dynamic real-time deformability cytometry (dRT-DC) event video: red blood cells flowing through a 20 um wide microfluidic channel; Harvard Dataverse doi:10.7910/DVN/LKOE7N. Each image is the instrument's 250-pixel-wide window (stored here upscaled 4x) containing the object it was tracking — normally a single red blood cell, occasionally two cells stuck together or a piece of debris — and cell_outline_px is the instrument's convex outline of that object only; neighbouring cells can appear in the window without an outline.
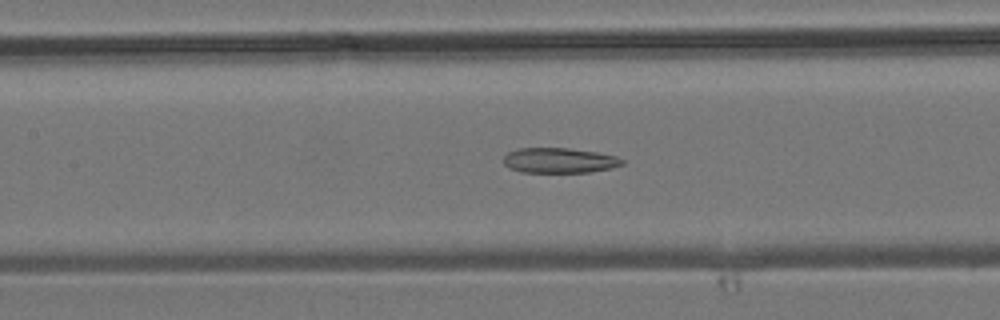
{"species": "common noctule bat (a hibernating species)", "species_latin": "Nyctalus noctula", "temperature_condition": "room temperature", "stored_images_in_passage": 46, "camera_frame_rate_fps": 3000, "um_per_image_px": 0.085, "animal": {"sex": "male", "body_mass_g": 19.2, "forearm_length_mm": 51.8}, "frame": {"image": 1, "passage_image": 21, "time_ms": 6.667, "image_size_px": [1000, 320], "cell_outline_px": [[624, 164], [612, 168], [592, 172], [520, 172], [508, 168], [504, 164], [504, 156], [508, 152], [520, 148], [568, 148], [596, 152], [616, 156], [624, 160]], "centroid_in_image_um": [47.54, 13.64], "position_along_channel_um": 159.9, "area_um2": 17.46}}
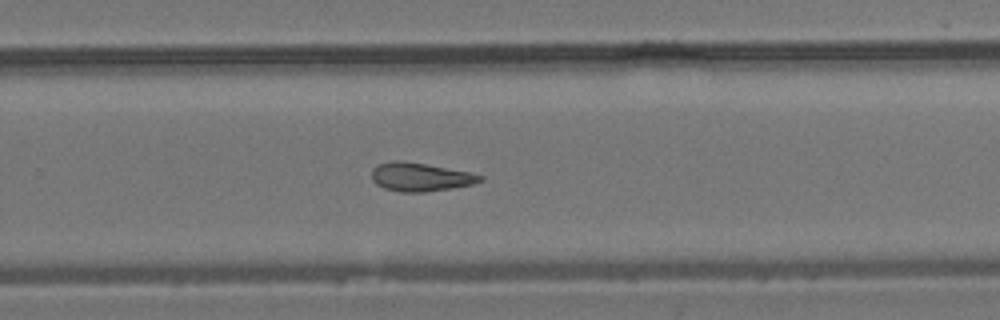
{"frame": {"image": 2, "passage_image": 30, "time_ms": 9.667, "image_size_px": [1000, 320], "cell_outline_px": [[484, 180], [472, 184], [452, 188], [424, 192], [400, 192], [384, 188], [376, 184], [372, 180], [372, 168], [376, 164], [392, 160], [400, 160], [424, 164], [468, 172], [484, 176]], "centroid_in_image_um": [35.68, 15.04], "position_along_channel_um": 294.1, "area_um2": 17.98}}
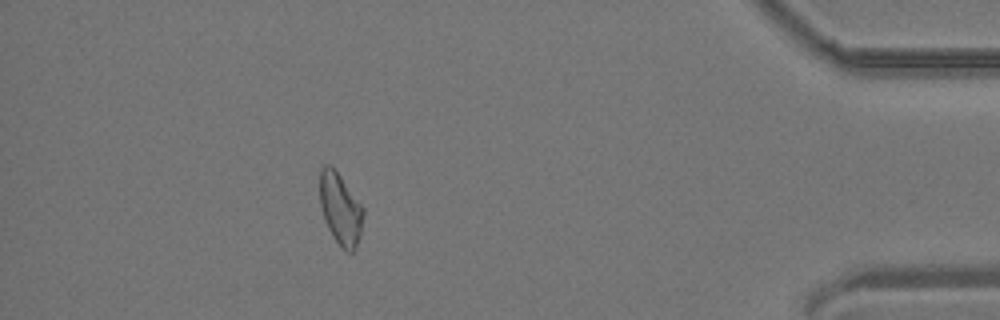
{"frame": {"image": 3, "passage_image": 41, "time_ms": 13.333, "image_size_px": [1000, 320], "cell_outline_px": [[364, 216], [356, 248], [352, 252], [348, 252], [332, 236], [324, 220], [320, 204], [320, 168], [324, 164], [328, 164], [340, 176], [364, 208]], "centroid_in_image_um": [28.92, 17.75], "position_along_channel_um": 406.3, "area_um2": 17.86}}